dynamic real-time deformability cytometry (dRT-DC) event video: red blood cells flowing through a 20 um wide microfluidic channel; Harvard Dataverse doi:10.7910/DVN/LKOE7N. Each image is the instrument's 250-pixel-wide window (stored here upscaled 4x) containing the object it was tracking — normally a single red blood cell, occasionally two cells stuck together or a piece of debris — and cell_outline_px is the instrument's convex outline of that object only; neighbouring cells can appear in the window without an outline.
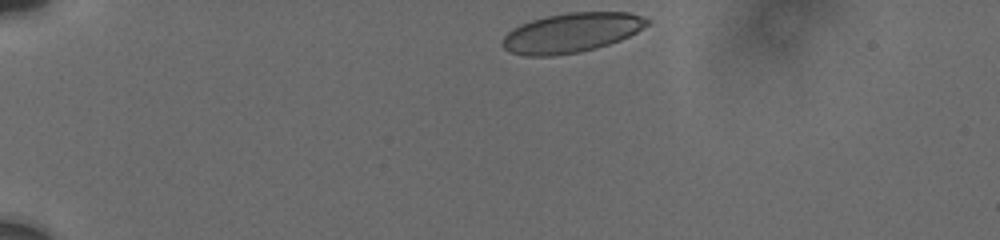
{"species": "human", "species_latin": "Homo sapiens", "temperature_condition": "cold", "stored_images_in_passage": 8, "camera_frame_rate_fps": 3000, "um_per_image_px": 0.085, "donor": {"sex": "male"}, "frame": {"image": 1, "passage_image": 1, "time_ms": 0.0, "image_size_px": [1000, 240], "cell_outline_px": [[652, 20], [648, 24], [636, 32], [620, 40], [596, 48], [580, 52], [552, 56], [528, 56], [512, 52], [504, 48], [500, 44], [500, 40], [512, 28], [520, 24], [532, 20], [548, 16], [568, 12], [628, 12], [644, 16]], "centroid_in_image_um": [48.57, 2.78], "position_along_channel_um": 36.4, "area_um2": 33.41}}
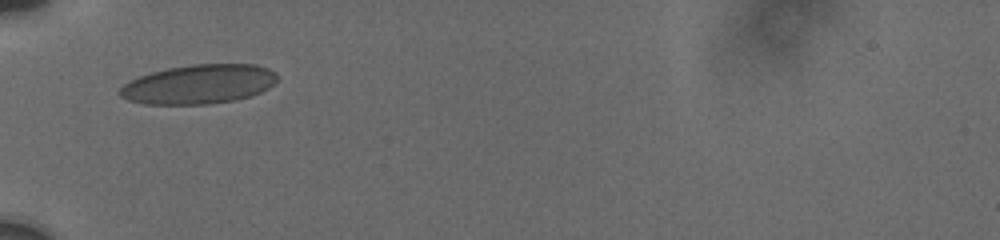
{"frame": {"image": 2, "passage_image": 5, "time_ms": 2.667, "image_size_px": [1000, 240], "cell_outline_px": [[276, 80], [268, 88], [260, 92], [248, 96], [232, 100], [208, 104], [144, 104], [128, 100], [120, 96], [116, 92], [128, 80], [152, 72], [168, 68], [192, 64], [256, 64], [268, 68], [276, 72]], "centroid_in_image_um": [16.86, 7.15], "position_along_channel_um": 68.1, "area_um2": 35.95}}
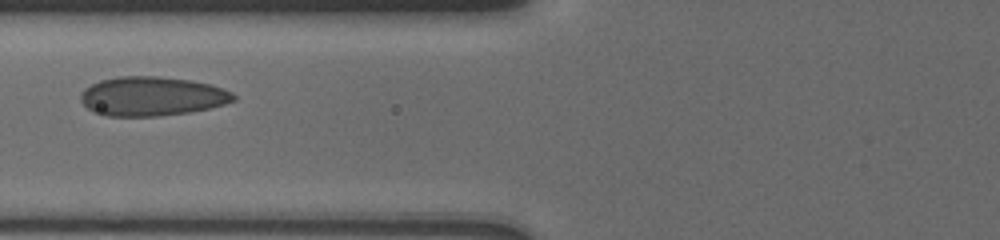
{"frame": {"image": 3, "passage_image": 7, "time_ms": 4.0, "image_size_px": [1000, 240], "cell_outline_px": [[236, 100], [224, 104], [208, 108], [188, 112], [160, 116], [104, 116], [92, 112], [80, 100], [80, 96], [84, 88], [100, 80], [120, 76], [160, 76], [192, 80], [212, 84], [232, 92], [236, 96]], "centroid_in_image_um": [12.91, 8.18], "position_along_channel_um": 112.9, "area_um2": 35.14}}